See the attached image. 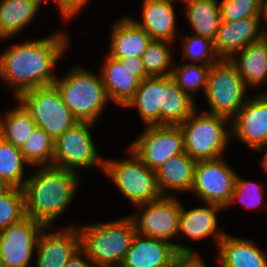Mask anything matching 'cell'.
Instances as JSON below:
<instances>
[{
  "instance_id": "obj_1",
  "label": "cell",
  "mask_w": 267,
  "mask_h": 267,
  "mask_svg": "<svg viewBox=\"0 0 267 267\" xmlns=\"http://www.w3.org/2000/svg\"><path fill=\"white\" fill-rule=\"evenodd\" d=\"M66 33L57 30L47 37L26 39L0 53V79L13 89L15 99L27 90L54 84L58 76L54 66L70 46Z\"/></svg>"
},
{
  "instance_id": "obj_2",
  "label": "cell",
  "mask_w": 267,
  "mask_h": 267,
  "mask_svg": "<svg viewBox=\"0 0 267 267\" xmlns=\"http://www.w3.org/2000/svg\"><path fill=\"white\" fill-rule=\"evenodd\" d=\"M34 169V173L28 174L22 188L26 216L46 227L54 226V229H59L54 222L69 209L76 197L82 184L81 174L54 166Z\"/></svg>"
},
{
  "instance_id": "obj_3",
  "label": "cell",
  "mask_w": 267,
  "mask_h": 267,
  "mask_svg": "<svg viewBox=\"0 0 267 267\" xmlns=\"http://www.w3.org/2000/svg\"><path fill=\"white\" fill-rule=\"evenodd\" d=\"M77 228L81 249L99 267H120L137 234L129 215L116 220L78 225Z\"/></svg>"
},
{
  "instance_id": "obj_4",
  "label": "cell",
  "mask_w": 267,
  "mask_h": 267,
  "mask_svg": "<svg viewBox=\"0 0 267 267\" xmlns=\"http://www.w3.org/2000/svg\"><path fill=\"white\" fill-rule=\"evenodd\" d=\"M71 69L63 77L57 76L54 85L78 122L95 124L111 101L101 74L93 73L83 66Z\"/></svg>"
},
{
  "instance_id": "obj_5",
  "label": "cell",
  "mask_w": 267,
  "mask_h": 267,
  "mask_svg": "<svg viewBox=\"0 0 267 267\" xmlns=\"http://www.w3.org/2000/svg\"><path fill=\"white\" fill-rule=\"evenodd\" d=\"M205 111L197 108L179 124L184 136L185 153L196 161L224 156L232 139L231 120Z\"/></svg>"
},
{
  "instance_id": "obj_6",
  "label": "cell",
  "mask_w": 267,
  "mask_h": 267,
  "mask_svg": "<svg viewBox=\"0 0 267 267\" xmlns=\"http://www.w3.org/2000/svg\"><path fill=\"white\" fill-rule=\"evenodd\" d=\"M126 152L129 159L105 158V176L134 207L163 197L156 171L151 170L131 148L127 147Z\"/></svg>"
},
{
  "instance_id": "obj_7",
  "label": "cell",
  "mask_w": 267,
  "mask_h": 267,
  "mask_svg": "<svg viewBox=\"0 0 267 267\" xmlns=\"http://www.w3.org/2000/svg\"><path fill=\"white\" fill-rule=\"evenodd\" d=\"M247 90L237 67L230 59H220L210 66L204 93L210 110L206 112L231 120L249 98Z\"/></svg>"
},
{
  "instance_id": "obj_8",
  "label": "cell",
  "mask_w": 267,
  "mask_h": 267,
  "mask_svg": "<svg viewBox=\"0 0 267 267\" xmlns=\"http://www.w3.org/2000/svg\"><path fill=\"white\" fill-rule=\"evenodd\" d=\"M16 101L31 114L36 126L43 129L54 141L78 123L63 103L54 84L27 90Z\"/></svg>"
},
{
  "instance_id": "obj_9",
  "label": "cell",
  "mask_w": 267,
  "mask_h": 267,
  "mask_svg": "<svg viewBox=\"0 0 267 267\" xmlns=\"http://www.w3.org/2000/svg\"><path fill=\"white\" fill-rule=\"evenodd\" d=\"M95 124L78 122L55 140L52 166L80 172L78 168L99 167L104 171L105 158H101L91 136Z\"/></svg>"
},
{
  "instance_id": "obj_10",
  "label": "cell",
  "mask_w": 267,
  "mask_h": 267,
  "mask_svg": "<svg viewBox=\"0 0 267 267\" xmlns=\"http://www.w3.org/2000/svg\"><path fill=\"white\" fill-rule=\"evenodd\" d=\"M135 207L136 211L128 215L134 221L138 235L169 242L177 238L181 202L176 195H164Z\"/></svg>"
},
{
  "instance_id": "obj_11",
  "label": "cell",
  "mask_w": 267,
  "mask_h": 267,
  "mask_svg": "<svg viewBox=\"0 0 267 267\" xmlns=\"http://www.w3.org/2000/svg\"><path fill=\"white\" fill-rule=\"evenodd\" d=\"M153 171L170 158L184 153V136L179 125L145 126L128 146Z\"/></svg>"
},
{
  "instance_id": "obj_12",
  "label": "cell",
  "mask_w": 267,
  "mask_h": 267,
  "mask_svg": "<svg viewBox=\"0 0 267 267\" xmlns=\"http://www.w3.org/2000/svg\"><path fill=\"white\" fill-rule=\"evenodd\" d=\"M237 172L224 160H198L195 168L194 183L191 189L203 203L227 207L235 187Z\"/></svg>"
},
{
  "instance_id": "obj_13",
  "label": "cell",
  "mask_w": 267,
  "mask_h": 267,
  "mask_svg": "<svg viewBox=\"0 0 267 267\" xmlns=\"http://www.w3.org/2000/svg\"><path fill=\"white\" fill-rule=\"evenodd\" d=\"M45 227L26 216L0 230V257L4 267H30L38 238Z\"/></svg>"
},
{
  "instance_id": "obj_14",
  "label": "cell",
  "mask_w": 267,
  "mask_h": 267,
  "mask_svg": "<svg viewBox=\"0 0 267 267\" xmlns=\"http://www.w3.org/2000/svg\"><path fill=\"white\" fill-rule=\"evenodd\" d=\"M232 139L243 142L252 151L267 145V91L249 96L231 119Z\"/></svg>"
},
{
  "instance_id": "obj_15",
  "label": "cell",
  "mask_w": 267,
  "mask_h": 267,
  "mask_svg": "<svg viewBox=\"0 0 267 267\" xmlns=\"http://www.w3.org/2000/svg\"><path fill=\"white\" fill-rule=\"evenodd\" d=\"M45 227L37 241L34 257L35 267H65L68 260L81 248V237L77 226L68 225L57 231L47 232Z\"/></svg>"
},
{
  "instance_id": "obj_16",
  "label": "cell",
  "mask_w": 267,
  "mask_h": 267,
  "mask_svg": "<svg viewBox=\"0 0 267 267\" xmlns=\"http://www.w3.org/2000/svg\"><path fill=\"white\" fill-rule=\"evenodd\" d=\"M264 37L260 17H249L234 22L221 21L213 44L220 59H231L240 50Z\"/></svg>"
},
{
  "instance_id": "obj_17",
  "label": "cell",
  "mask_w": 267,
  "mask_h": 267,
  "mask_svg": "<svg viewBox=\"0 0 267 267\" xmlns=\"http://www.w3.org/2000/svg\"><path fill=\"white\" fill-rule=\"evenodd\" d=\"M220 210L223 208L208 203L193 209H187L181 204L177 238H188L196 242L211 236L217 247L226 234L225 230L221 231L218 227L217 214Z\"/></svg>"
},
{
  "instance_id": "obj_18",
  "label": "cell",
  "mask_w": 267,
  "mask_h": 267,
  "mask_svg": "<svg viewBox=\"0 0 267 267\" xmlns=\"http://www.w3.org/2000/svg\"><path fill=\"white\" fill-rule=\"evenodd\" d=\"M176 251H194L192 247L136 234L120 267H155L168 263Z\"/></svg>"
},
{
  "instance_id": "obj_19",
  "label": "cell",
  "mask_w": 267,
  "mask_h": 267,
  "mask_svg": "<svg viewBox=\"0 0 267 267\" xmlns=\"http://www.w3.org/2000/svg\"><path fill=\"white\" fill-rule=\"evenodd\" d=\"M175 4L162 0H144L142 4V19H135L128 15L141 27L152 40H163L175 43L178 35L177 16Z\"/></svg>"
},
{
  "instance_id": "obj_20",
  "label": "cell",
  "mask_w": 267,
  "mask_h": 267,
  "mask_svg": "<svg viewBox=\"0 0 267 267\" xmlns=\"http://www.w3.org/2000/svg\"><path fill=\"white\" fill-rule=\"evenodd\" d=\"M113 23L106 54L113 59L142 56L152 40L151 37L126 14Z\"/></svg>"
},
{
  "instance_id": "obj_21",
  "label": "cell",
  "mask_w": 267,
  "mask_h": 267,
  "mask_svg": "<svg viewBox=\"0 0 267 267\" xmlns=\"http://www.w3.org/2000/svg\"><path fill=\"white\" fill-rule=\"evenodd\" d=\"M221 267H267V254L253 240L224 235L217 246Z\"/></svg>"
},
{
  "instance_id": "obj_22",
  "label": "cell",
  "mask_w": 267,
  "mask_h": 267,
  "mask_svg": "<svg viewBox=\"0 0 267 267\" xmlns=\"http://www.w3.org/2000/svg\"><path fill=\"white\" fill-rule=\"evenodd\" d=\"M103 60L99 72L108 97L111 102L124 108L134 97L141 81L118 60L107 54Z\"/></svg>"
},
{
  "instance_id": "obj_23",
  "label": "cell",
  "mask_w": 267,
  "mask_h": 267,
  "mask_svg": "<svg viewBox=\"0 0 267 267\" xmlns=\"http://www.w3.org/2000/svg\"><path fill=\"white\" fill-rule=\"evenodd\" d=\"M196 164L197 161L184 152L170 158L158 168L156 176L162 194L171 196L176 192L177 194L190 193L194 183Z\"/></svg>"
},
{
  "instance_id": "obj_24",
  "label": "cell",
  "mask_w": 267,
  "mask_h": 267,
  "mask_svg": "<svg viewBox=\"0 0 267 267\" xmlns=\"http://www.w3.org/2000/svg\"><path fill=\"white\" fill-rule=\"evenodd\" d=\"M230 61L237 67L246 87L255 90L267 85V39L250 44Z\"/></svg>"
},
{
  "instance_id": "obj_25",
  "label": "cell",
  "mask_w": 267,
  "mask_h": 267,
  "mask_svg": "<svg viewBox=\"0 0 267 267\" xmlns=\"http://www.w3.org/2000/svg\"><path fill=\"white\" fill-rule=\"evenodd\" d=\"M163 76H148L124 108H137L145 126L162 125Z\"/></svg>"
},
{
  "instance_id": "obj_26",
  "label": "cell",
  "mask_w": 267,
  "mask_h": 267,
  "mask_svg": "<svg viewBox=\"0 0 267 267\" xmlns=\"http://www.w3.org/2000/svg\"><path fill=\"white\" fill-rule=\"evenodd\" d=\"M41 0H0V39L6 40L22 33L34 20Z\"/></svg>"
},
{
  "instance_id": "obj_27",
  "label": "cell",
  "mask_w": 267,
  "mask_h": 267,
  "mask_svg": "<svg viewBox=\"0 0 267 267\" xmlns=\"http://www.w3.org/2000/svg\"><path fill=\"white\" fill-rule=\"evenodd\" d=\"M197 108L196 101L178 88L171 75L163 76L162 125H179Z\"/></svg>"
},
{
  "instance_id": "obj_28",
  "label": "cell",
  "mask_w": 267,
  "mask_h": 267,
  "mask_svg": "<svg viewBox=\"0 0 267 267\" xmlns=\"http://www.w3.org/2000/svg\"><path fill=\"white\" fill-rule=\"evenodd\" d=\"M183 7L191 28L188 32L213 41L221 22L218 0H188Z\"/></svg>"
},
{
  "instance_id": "obj_29",
  "label": "cell",
  "mask_w": 267,
  "mask_h": 267,
  "mask_svg": "<svg viewBox=\"0 0 267 267\" xmlns=\"http://www.w3.org/2000/svg\"><path fill=\"white\" fill-rule=\"evenodd\" d=\"M16 103L13 109L0 114V136L21 149L37 126L24 106L19 101Z\"/></svg>"
},
{
  "instance_id": "obj_30",
  "label": "cell",
  "mask_w": 267,
  "mask_h": 267,
  "mask_svg": "<svg viewBox=\"0 0 267 267\" xmlns=\"http://www.w3.org/2000/svg\"><path fill=\"white\" fill-rule=\"evenodd\" d=\"M25 165H29L23 157L20 148L0 136V177L10 187L23 188L27 177Z\"/></svg>"
},
{
  "instance_id": "obj_31",
  "label": "cell",
  "mask_w": 267,
  "mask_h": 267,
  "mask_svg": "<svg viewBox=\"0 0 267 267\" xmlns=\"http://www.w3.org/2000/svg\"><path fill=\"white\" fill-rule=\"evenodd\" d=\"M54 144L55 141L43 129L36 127L20 150L29 166H52Z\"/></svg>"
},
{
  "instance_id": "obj_32",
  "label": "cell",
  "mask_w": 267,
  "mask_h": 267,
  "mask_svg": "<svg viewBox=\"0 0 267 267\" xmlns=\"http://www.w3.org/2000/svg\"><path fill=\"white\" fill-rule=\"evenodd\" d=\"M210 66L185 62L179 65L174 63L171 76L176 81L178 88L195 100L194 97L199 90L203 92V95L205 93Z\"/></svg>"
},
{
  "instance_id": "obj_33",
  "label": "cell",
  "mask_w": 267,
  "mask_h": 267,
  "mask_svg": "<svg viewBox=\"0 0 267 267\" xmlns=\"http://www.w3.org/2000/svg\"><path fill=\"white\" fill-rule=\"evenodd\" d=\"M172 44L163 40H151L142 54L143 65L149 76L172 75L174 56L170 50Z\"/></svg>"
},
{
  "instance_id": "obj_34",
  "label": "cell",
  "mask_w": 267,
  "mask_h": 267,
  "mask_svg": "<svg viewBox=\"0 0 267 267\" xmlns=\"http://www.w3.org/2000/svg\"><path fill=\"white\" fill-rule=\"evenodd\" d=\"M180 35V37H182L181 62L184 61L188 64L212 65L220 60L215 52L214 44L211 39L201 37L191 32L184 36L181 31ZM185 60H188V62Z\"/></svg>"
},
{
  "instance_id": "obj_35",
  "label": "cell",
  "mask_w": 267,
  "mask_h": 267,
  "mask_svg": "<svg viewBox=\"0 0 267 267\" xmlns=\"http://www.w3.org/2000/svg\"><path fill=\"white\" fill-rule=\"evenodd\" d=\"M26 217L25 198L22 188L10 187L0 192V230Z\"/></svg>"
},
{
  "instance_id": "obj_36",
  "label": "cell",
  "mask_w": 267,
  "mask_h": 267,
  "mask_svg": "<svg viewBox=\"0 0 267 267\" xmlns=\"http://www.w3.org/2000/svg\"><path fill=\"white\" fill-rule=\"evenodd\" d=\"M262 183L243 179L237 174L234 191L226 209L232 204L240 202L245 208L253 209L263 205L264 189Z\"/></svg>"
},
{
  "instance_id": "obj_37",
  "label": "cell",
  "mask_w": 267,
  "mask_h": 267,
  "mask_svg": "<svg viewBox=\"0 0 267 267\" xmlns=\"http://www.w3.org/2000/svg\"><path fill=\"white\" fill-rule=\"evenodd\" d=\"M221 21L260 17V0H218Z\"/></svg>"
},
{
  "instance_id": "obj_38",
  "label": "cell",
  "mask_w": 267,
  "mask_h": 267,
  "mask_svg": "<svg viewBox=\"0 0 267 267\" xmlns=\"http://www.w3.org/2000/svg\"><path fill=\"white\" fill-rule=\"evenodd\" d=\"M90 0H57L56 6L60 10L61 19L69 23L73 20L80 11L85 8V5L89 3Z\"/></svg>"
},
{
  "instance_id": "obj_39",
  "label": "cell",
  "mask_w": 267,
  "mask_h": 267,
  "mask_svg": "<svg viewBox=\"0 0 267 267\" xmlns=\"http://www.w3.org/2000/svg\"><path fill=\"white\" fill-rule=\"evenodd\" d=\"M175 267H208L196 250L176 251Z\"/></svg>"
},
{
  "instance_id": "obj_40",
  "label": "cell",
  "mask_w": 267,
  "mask_h": 267,
  "mask_svg": "<svg viewBox=\"0 0 267 267\" xmlns=\"http://www.w3.org/2000/svg\"><path fill=\"white\" fill-rule=\"evenodd\" d=\"M116 60H118L123 66H126L131 72H133V76H136L140 81L149 76L145 71L142 56H128L126 58Z\"/></svg>"
},
{
  "instance_id": "obj_41",
  "label": "cell",
  "mask_w": 267,
  "mask_h": 267,
  "mask_svg": "<svg viewBox=\"0 0 267 267\" xmlns=\"http://www.w3.org/2000/svg\"><path fill=\"white\" fill-rule=\"evenodd\" d=\"M84 255V257H82ZM65 267H99L89 259L87 254L80 248L67 262Z\"/></svg>"
},
{
  "instance_id": "obj_42",
  "label": "cell",
  "mask_w": 267,
  "mask_h": 267,
  "mask_svg": "<svg viewBox=\"0 0 267 267\" xmlns=\"http://www.w3.org/2000/svg\"><path fill=\"white\" fill-rule=\"evenodd\" d=\"M260 19L261 22H263L264 20H266L265 22H267V0H260ZM263 30L265 33L267 32V28L265 29L264 27Z\"/></svg>"
},
{
  "instance_id": "obj_43",
  "label": "cell",
  "mask_w": 267,
  "mask_h": 267,
  "mask_svg": "<svg viewBox=\"0 0 267 267\" xmlns=\"http://www.w3.org/2000/svg\"><path fill=\"white\" fill-rule=\"evenodd\" d=\"M258 151H263L265 153L264 156L261 158L260 163H261V166L263 167L262 169H264L267 172V145L254 150V152H258Z\"/></svg>"
},
{
  "instance_id": "obj_44",
  "label": "cell",
  "mask_w": 267,
  "mask_h": 267,
  "mask_svg": "<svg viewBox=\"0 0 267 267\" xmlns=\"http://www.w3.org/2000/svg\"><path fill=\"white\" fill-rule=\"evenodd\" d=\"M9 188L10 186L7 184V182L0 177V192H3Z\"/></svg>"
},
{
  "instance_id": "obj_45",
  "label": "cell",
  "mask_w": 267,
  "mask_h": 267,
  "mask_svg": "<svg viewBox=\"0 0 267 267\" xmlns=\"http://www.w3.org/2000/svg\"><path fill=\"white\" fill-rule=\"evenodd\" d=\"M155 267H175V256L168 263Z\"/></svg>"
},
{
  "instance_id": "obj_46",
  "label": "cell",
  "mask_w": 267,
  "mask_h": 267,
  "mask_svg": "<svg viewBox=\"0 0 267 267\" xmlns=\"http://www.w3.org/2000/svg\"><path fill=\"white\" fill-rule=\"evenodd\" d=\"M162 1H165V2H168V3H172V4H174L173 2L181 1V3L184 6L188 0H162Z\"/></svg>"
},
{
  "instance_id": "obj_47",
  "label": "cell",
  "mask_w": 267,
  "mask_h": 267,
  "mask_svg": "<svg viewBox=\"0 0 267 267\" xmlns=\"http://www.w3.org/2000/svg\"><path fill=\"white\" fill-rule=\"evenodd\" d=\"M43 3H47V2H54L55 4L57 3V0H41Z\"/></svg>"
},
{
  "instance_id": "obj_48",
  "label": "cell",
  "mask_w": 267,
  "mask_h": 267,
  "mask_svg": "<svg viewBox=\"0 0 267 267\" xmlns=\"http://www.w3.org/2000/svg\"><path fill=\"white\" fill-rule=\"evenodd\" d=\"M0 267H4V263H3L2 259H1V257H0Z\"/></svg>"
}]
</instances>
